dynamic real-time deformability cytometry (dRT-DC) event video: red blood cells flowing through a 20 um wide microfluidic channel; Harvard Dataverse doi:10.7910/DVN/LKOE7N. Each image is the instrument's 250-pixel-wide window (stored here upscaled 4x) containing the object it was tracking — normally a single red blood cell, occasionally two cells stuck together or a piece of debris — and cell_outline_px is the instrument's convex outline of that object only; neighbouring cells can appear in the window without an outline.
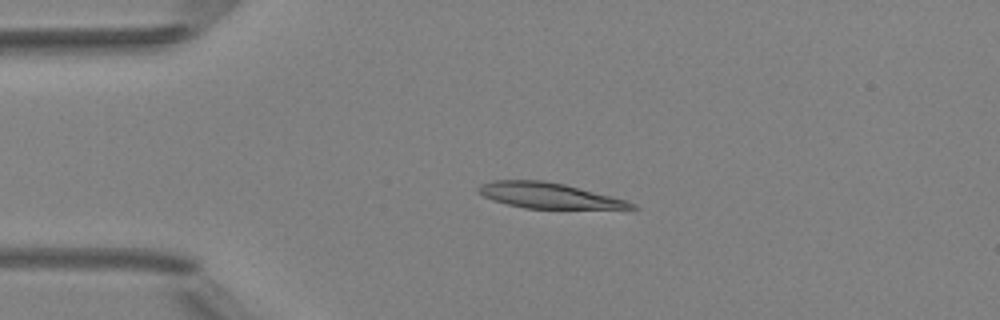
{"species": "Egyptian fruit bat (a non-hibernating species)", "species_latin": "Rousettus aegyptiacus", "temperature_condition": "room temperature", "stored_images_in_passage": 4, "camera_frame_rate_fps": 3000, "um_per_image_px": 0.085, "animal": {"sex": "female"}, "frame": {"image": 1, "passage_image": 3, "time_ms": 2.333, "image_size_px": [1000, 320], "cell_outline_px": [[640, 208], [524, 208], [492, 200], [476, 192], [476, 188], [480, 184], [492, 180], [544, 180], [564, 184], [628, 200], [636, 204]], "centroid_in_image_um": [46.59, 16.6], "position_along_channel_um": 38.4, "area_um2": 22.66}}